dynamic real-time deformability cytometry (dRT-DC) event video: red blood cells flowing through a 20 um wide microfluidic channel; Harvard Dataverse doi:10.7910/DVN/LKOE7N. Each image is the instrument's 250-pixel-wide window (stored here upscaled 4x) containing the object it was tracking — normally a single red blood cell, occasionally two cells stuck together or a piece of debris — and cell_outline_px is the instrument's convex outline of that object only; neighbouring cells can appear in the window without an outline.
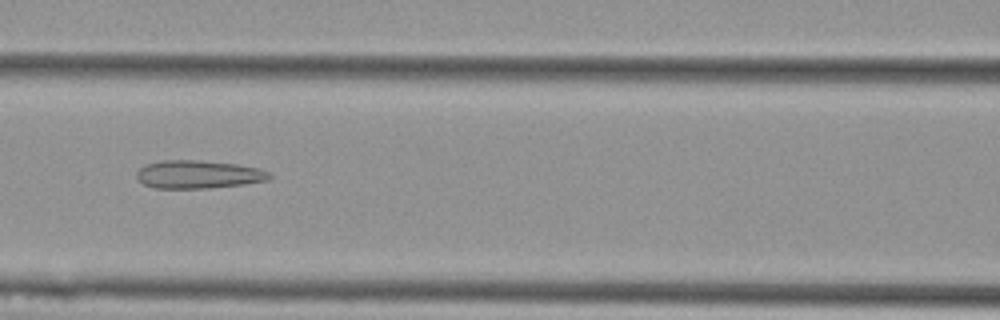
{"species": "Egyptian fruit bat (a non-hibernating species)", "species_latin": "Rousettus aegyptiacus", "temperature_condition": "cold", "stored_images_in_passage": 43, "camera_frame_rate_fps": 3000, "um_per_image_px": 0.085, "animal": {"sex": "female"}, "frame": {"image": 1, "passage_image": 13, "time_ms": 4.0, "image_size_px": [1000, 320], "cell_outline_px": [[272, 176], [268, 180], [244, 184], [208, 188], [156, 188], [144, 184], [136, 180], [136, 172], [144, 164], [160, 160], [200, 160], [236, 164], [260, 168], [268, 172]], "centroid_in_image_um": [16.82, 14.82], "position_along_channel_um": 149.8, "area_um2": 21.91}}
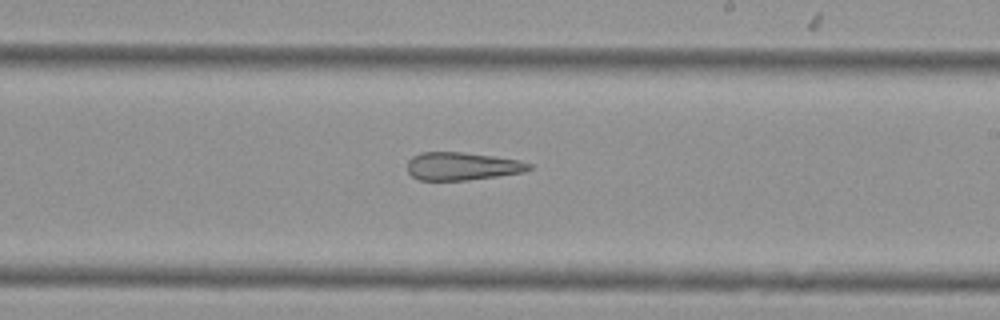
{"frame": {"image": 2, "passage_image": 21, "time_ms": 6.667, "image_size_px": [1000, 320], "cell_outline_px": [[532, 168], [524, 172], [468, 180], [420, 180], [412, 176], [408, 172], [408, 160], [412, 156], [420, 152], [460, 152], [496, 156], [520, 160], [532, 164]], "centroid_in_image_um": [39.29, 14.12], "position_along_channel_um": 249.7, "area_um2": 19.88}}
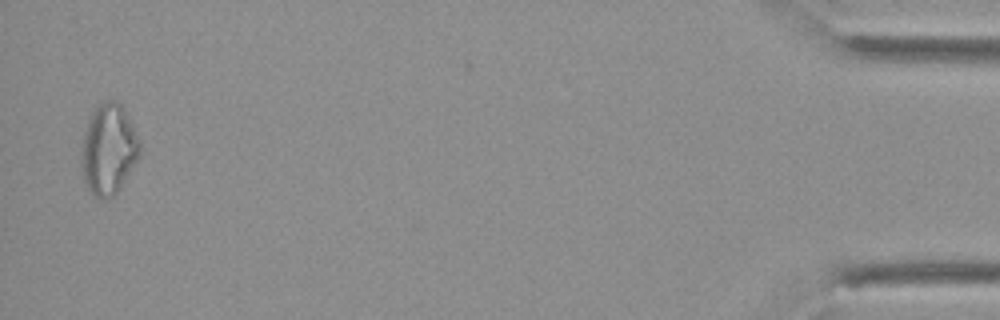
{"frame": {"image": 3, "passage_image": 42, "time_ms": 13.667, "image_size_px": [1000, 320], "cell_outline_px": [[140, 156], [116, 192], [112, 196], [104, 200], [100, 200], [88, 188], [84, 180], [80, 160], [80, 156], [84, 132], [88, 120], [96, 104], [104, 100], [116, 100], [124, 108], [140, 140]], "centroid_in_image_um": [9.21, 12.65], "position_along_channel_um": 426.0, "area_um2": 30.87}, "authors_computed_cell_mechanics": {"area_um2": 23.4668, "velocity_mm_per_s": 3.7698, "shape_relaxation_time_tau1_ms": null, "shape_relaxation_time_tau2_ms": 9.4547, "deformation_change_tau1": null, "deformation_change_tau2": 0.2799}}